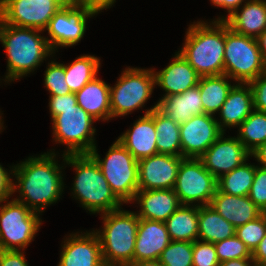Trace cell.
Wrapping results in <instances>:
<instances>
[{
  "label": "cell",
  "instance_id": "24",
  "mask_svg": "<svg viewBox=\"0 0 266 266\" xmlns=\"http://www.w3.org/2000/svg\"><path fill=\"white\" fill-rule=\"evenodd\" d=\"M225 22L234 32L257 38L266 30V0H247Z\"/></svg>",
  "mask_w": 266,
  "mask_h": 266
},
{
  "label": "cell",
  "instance_id": "31",
  "mask_svg": "<svg viewBox=\"0 0 266 266\" xmlns=\"http://www.w3.org/2000/svg\"><path fill=\"white\" fill-rule=\"evenodd\" d=\"M100 60L99 57L94 55L83 54L76 57L70 64H64L65 80L71 93L78 92L97 76L101 67Z\"/></svg>",
  "mask_w": 266,
  "mask_h": 266
},
{
  "label": "cell",
  "instance_id": "37",
  "mask_svg": "<svg viewBox=\"0 0 266 266\" xmlns=\"http://www.w3.org/2000/svg\"><path fill=\"white\" fill-rule=\"evenodd\" d=\"M219 262L233 259L252 258V253L236 236L214 243Z\"/></svg>",
  "mask_w": 266,
  "mask_h": 266
},
{
  "label": "cell",
  "instance_id": "9",
  "mask_svg": "<svg viewBox=\"0 0 266 266\" xmlns=\"http://www.w3.org/2000/svg\"><path fill=\"white\" fill-rule=\"evenodd\" d=\"M40 215L14 198L0 203V250H26L41 228Z\"/></svg>",
  "mask_w": 266,
  "mask_h": 266
},
{
  "label": "cell",
  "instance_id": "51",
  "mask_svg": "<svg viewBox=\"0 0 266 266\" xmlns=\"http://www.w3.org/2000/svg\"><path fill=\"white\" fill-rule=\"evenodd\" d=\"M63 6H77L87 2V0H58Z\"/></svg>",
  "mask_w": 266,
  "mask_h": 266
},
{
  "label": "cell",
  "instance_id": "3",
  "mask_svg": "<svg viewBox=\"0 0 266 266\" xmlns=\"http://www.w3.org/2000/svg\"><path fill=\"white\" fill-rule=\"evenodd\" d=\"M188 26L178 52L200 76L224 74L225 21L200 20Z\"/></svg>",
  "mask_w": 266,
  "mask_h": 266
},
{
  "label": "cell",
  "instance_id": "53",
  "mask_svg": "<svg viewBox=\"0 0 266 266\" xmlns=\"http://www.w3.org/2000/svg\"><path fill=\"white\" fill-rule=\"evenodd\" d=\"M255 266H266V264H255Z\"/></svg>",
  "mask_w": 266,
  "mask_h": 266
},
{
  "label": "cell",
  "instance_id": "42",
  "mask_svg": "<svg viewBox=\"0 0 266 266\" xmlns=\"http://www.w3.org/2000/svg\"><path fill=\"white\" fill-rule=\"evenodd\" d=\"M13 171L14 164L10 167L8 171L0 163V203L5 200L10 199L13 195Z\"/></svg>",
  "mask_w": 266,
  "mask_h": 266
},
{
  "label": "cell",
  "instance_id": "47",
  "mask_svg": "<svg viewBox=\"0 0 266 266\" xmlns=\"http://www.w3.org/2000/svg\"><path fill=\"white\" fill-rule=\"evenodd\" d=\"M219 266H255V262L252 258H242L221 262Z\"/></svg>",
  "mask_w": 266,
  "mask_h": 266
},
{
  "label": "cell",
  "instance_id": "38",
  "mask_svg": "<svg viewBox=\"0 0 266 266\" xmlns=\"http://www.w3.org/2000/svg\"><path fill=\"white\" fill-rule=\"evenodd\" d=\"M214 243L196 240L193 242V266H219Z\"/></svg>",
  "mask_w": 266,
  "mask_h": 266
},
{
  "label": "cell",
  "instance_id": "45",
  "mask_svg": "<svg viewBox=\"0 0 266 266\" xmlns=\"http://www.w3.org/2000/svg\"><path fill=\"white\" fill-rule=\"evenodd\" d=\"M252 259L255 264H266V235L252 252Z\"/></svg>",
  "mask_w": 266,
  "mask_h": 266
},
{
  "label": "cell",
  "instance_id": "22",
  "mask_svg": "<svg viewBox=\"0 0 266 266\" xmlns=\"http://www.w3.org/2000/svg\"><path fill=\"white\" fill-rule=\"evenodd\" d=\"M253 110V94L249 83H236L218 112L220 119L216 120L225 133L227 128H237Z\"/></svg>",
  "mask_w": 266,
  "mask_h": 266
},
{
  "label": "cell",
  "instance_id": "28",
  "mask_svg": "<svg viewBox=\"0 0 266 266\" xmlns=\"http://www.w3.org/2000/svg\"><path fill=\"white\" fill-rule=\"evenodd\" d=\"M199 207L181 205L165 221L171 241L198 240Z\"/></svg>",
  "mask_w": 266,
  "mask_h": 266
},
{
  "label": "cell",
  "instance_id": "32",
  "mask_svg": "<svg viewBox=\"0 0 266 266\" xmlns=\"http://www.w3.org/2000/svg\"><path fill=\"white\" fill-rule=\"evenodd\" d=\"M257 166L255 163L244 162L241 166L218 178L217 189L229 195L248 196Z\"/></svg>",
  "mask_w": 266,
  "mask_h": 266
},
{
  "label": "cell",
  "instance_id": "25",
  "mask_svg": "<svg viewBox=\"0 0 266 266\" xmlns=\"http://www.w3.org/2000/svg\"><path fill=\"white\" fill-rule=\"evenodd\" d=\"M157 109L178 124L187 122L195 115L203 114L199 86L196 85L181 94L161 97Z\"/></svg>",
  "mask_w": 266,
  "mask_h": 266
},
{
  "label": "cell",
  "instance_id": "29",
  "mask_svg": "<svg viewBox=\"0 0 266 266\" xmlns=\"http://www.w3.org/2000/svg\"><path fill=\"white\" fill-rule=\"evenodd\" d=\"M236 228L210 205L199 207L198 240L216 243L233 237Z\"/></svg>",
  "mask_w": 266,
  "mask_h": 266
},
{
  "label": "cell",
  "instance_id": "17",
  "mask_svg": "<svg viewBox=\"0 0 266 266\" xmlns=\"http://www.w3.org/2000/svg\"><path fill=\"white\" fill-rule=\"evenodd\" d=\"M66 235L57 266H105L100 240L91 230Z\"/></svg>",
  "mask_w": 266,
  "mask_h": 266
},
{
  "label": "cell",
  "instance_id": "2",
  "mask_svg": "<svg viewBox=\"0 0 266 266\" xmlns=\"http://www.w3.org/2000/svg\"><path fill=\"white\" fill-rule=\"evenodd\" d=\"M44 31L16 27L0 20V43L5 49L7 69L4 82L10 84L20 78L30 75L48 57L56 53L51 50ZM28 74V75H27Z\"/></svg>",
  "mask_w": 266,
  "mask_h": 266
},
{
  "label": "cell",
  "instance_id": "19",
  "mask_svg": "<svg viewBox=\"0 0 266 266\" xmlns=\"http://www.w3.org/2000/svg\"><path fill=\"white\" fill-rule=\"evenodd\" d=\"M155 76V86L160 87L165 92L163 97L168 95L181 94L186 90L198 85L200 75L177 51L171 62L162 70L153 69Z\"/></svg>",
  "mask_w": 266,
  "mask_h": 266
},
{
  "label": "cell",
  "instance_id": "34",
  "mask_svg": "<svg viewBox=\"0 0 266 266\" xmlns=\"http://www.w3.org/2000/svg\"><path fill=\"white\" fill-rule=\"evenodd\" d=\"M158 260L162 266H193V242L171 241Z\"/></svg>",
  "mask_w": 266,
  "mask_h": 266
},
{
  "label": "cell",
  "instance_id": "14",
  "mask_svg": "<svg viewBox=\"0 0 266 266\" xmlns=\"http://www.w3.org/2000/svg\"><path fill=\"white\" fill-rule=\"evenodd\" d=\"M216 116L200 114L180 124V141L183 158H200L222 135Z\"/></svg>",
  "mask_w": 266,
  "mask_h": 266
},
{
  "label": "cell",
  "instance_id": "40",
  "mask_svg": "<svg viewBox=\"0 0 266 266\" xmlns=\"http://www.w3.org/2000/svg\"><path fill=\"white\" fill-rule=\"evenodd\" d=\"M49 112L51 121L58 115V110L78 109L75 93L49 96Z\"/></svg>",
  "mask_w": 266,
  "mask_h": 266
},
{
  "label": "cell",
  "instance_id": "44",
  "mask_svg": "<svg viewBox=\"0 0 266 266\" xmlns=\"http://www.w3.org/2000/svg\"><path fill=\"white\" fill-rule=\"evenodd\" d=\"M247 0H210L214 7L223 8L227 12V16L223 15L218 16L217 19H213V21H225L228 17H230L239 7L243 5Z\"/></svg>",
  "mask_w": 266,
  "mask_h": 266
},
{
  "label": "cell",
  "instance_id": "48",
  "mask_svg": "<svg viewBox=\"0 0 266 266\" xmlns=\"http://www.w3.org/2000/svg\"><path fill=\"white\" fill-rule=\"evenodd\" d=\"M93 8L98 9L100 12L102 10L110 9L116 3V0H87ZM113 5V6H112Z\"/></svg>",
  "mask_w": 266,
  "mask_h": 266
},
{
  "label": "cell",
  "instance_id": "6",
  "mask_svg": "<svg viewBox=\"0 0 266 266\" xmlns=\"http://www.w3.org/2000/svg\"><path fill=\"white\" fill-rule=\"evenodd\" d=\"M99 165L112 192L123 203H132L138 191V161L118 139L102 159L97 145L89 153Z\"/></svg>",
  "mask_w": 266,
  "mask_h": 266
},
{
  "label": "cell",
  "instance_id": "52",
  "mask_svg": "<svg viewBox=\"0 0 266 266\" xmlns=\"http://www.w3.org/2000/svg\"><path fill=\"white\" fill-rule=\"evenodd\" d=\"M2 115H3V113H1V111H0V133H1L2 130H4V128H5V127L3 126V124H4L3 122H4V121H3V119H2V118H3Z\"/></svg>",
  "mask_w": 266,
  "mask_h": 266
},
{
  "label": "cell",
  "instance_id": "8",
  "mask_svg": "<svg viewBox=\"0 0 266 266\" xmlns=\"http://www.w3.org/2000/svg\"><path fill=\"white\" fill-rule=\"evenodd\" d=\"M155 88L153 68L126 67L110 86L111 120L145 107Z\"/></svg>",
  "mask_w": 266,
  "mask_h": 266
},
{
  "label": "cell",
  "instance_id": "13",
  "mask_svg": "<svg viewBox=\"0 0 266 266\" xmlns=\"http://www.w3.org/2000/svg\"><path fill=\"white\" fill-rule=\"evenodd\" d=\"M62 7L58 0H0V20L16 27L44 31Z\"/></svg>",
  "mask_w": 266,
  "mask_h": 266
},
{
  "label": "cell",
  "instance_id": "12",
  "mask_svg": "<svg viewBox=\"0 0 266 266\" xmlns=\"http://www.w3.org/2000/svg\"><path fill=\"white\" fill-rule=\"evenodd\" d=\"M100 11L93 8L89 3L77 6H63L51 18L46 37L51 50L55 53L62 47H73L84 37L88 18L96 16Z\"/></svg>",
  "mask_w": 266,
  "mask_h": 266
},
{
  "label": "cell",
  "instance_id": "46",
  "mask_svg": "<svg viewBox=\"0 0 266 266\" xmlns=\"http://www.w3.org/2000/svg\"><path fill=\"white\" fill-rule=\"evenodd\" d=\"M251 157H254L256 162H258V166L266 169V142L255 149L251 153Z\"/></svg>",
  "mask_w": 266,
  "mask_h": 266
},
{
  "label": "cell",
  "instance_id": "41",
  "mask_svg": "<svg viewBox=\"0 0 266 266\" xmlns=\"http://www.w3.org/2000/svg\"><path fill=\"white\" fill-rule=\"evenodd\" d=\"M253 94V108L266 113V72L249 82Z\"/></svg>",
  "mask_w": 266,
  "mask_h": 266
},
{
  "label": "cell",
  "instance_id": "11",
  "mask_svg": "<svg viewBox=\"0 0 266 266\" xmlns=\"http://www.w3.org/2000/svg\"><path fill=\"white\" fill-rule=\"evenodd\" d=\"M173 189L182 205H209L217 191V179L199 158H183Z\"/></svg>",
  "mask_w": 266,
  "mask_h": 266
},
{
  "label": "cell",
  "instance_id": "16",
  "mask_svg": "<svg viewBox=\"0 0 266 266\" xmlns=\"http://www.w3.org/2000/svg\"><path fill=\"white\" fill-rule=\"evenodd\" d=\"M182 159L156 154L138 160V190L173 189Z\"/></svg>",
  "mask_w": 266,
  "mask_h": 266
},
{
  "label": "cell",
  "instance_id": "15",
  "mask_svg": "<svg viewBox=\"0 0 266 266\" xmlns=\"http://www.w3.org/2000/svg\"><path fill=\"white\" fill-rule=\"evenodd\" d=\"M222 135L199 158L204 167L216 178L229 173L248 161L251 153L234 136Z\"/></svg>",
  "mask_w": 266,
  "mask_h": 266
},
{
  "label": "cell",
  "instance_id": "21",
  "mask_svg": "<svg viewBox=\"0 0 266 266\" xmlns=\"http://www.w3.org/2000/svg\"><path fill=\"white\" fill-rule=\"evenodd\" d=\"M139 218L165 222L182 204L174 189L138 190L132 203Z\"/></svg>",
  "mask_w": 266,
  "mask_h": 266
},
{
  "label": "cell",
  "instance_id": "10",
  "mask_svg": "<svg viewBox=\"0 0 266 266\" xmlns=\"http://www.w3.org/2000/svg\"><path fill=\"white\" fill-rule=\"evenodd\" d=\"M96 121L80 106L78 109L58 110L51 123L53 141L66 145L63 155L89 154L97 145L93 126Z\"/></svg>",
  "mask_w": 266,
  "mask_h": 266
},
{
  "label": "cell",
  "instance_id": "36",
  "mask_svg": "<svg viewBox=\"0 0 266 266\" xmlns=\"http://www.w3.org/2000/svg\"><path fill=\"white\" fill-rule=\"evenodd\" d=\"M44 86L49 95H65L71 93L65 80V67L55 59L47 63L44 72Z\"/></svg>",
  "mask_w": 266,
  "mask_h": 266
},
{
  "label": "cell",
  "instance_id": "27",
  "mask_svg": "<svg viewBox=\"0 0 266 266\" xmlns=\"http://www.w3.org/2000/svg\"><path fill=\"white\" fill-rule=\"evenodd\" d=\"M231 80L225 74L200 77L198 86L205 114L217 116L215 114L220 111L230 90L236 84H231Z\"/></svg>",
  "mask_w": 266,
  "mask_h": 266
},
{
  "label": "cell",
  "instance_id": "1",
  "mask_svg": "<svg viewBox=\"0 0 266 266\" xmlns=\"http://www.w3.org/2000/svg\"><path fill=\"white\" fill-rule=\"evenodd\" d=\"M56 156L57 152L52 149L37 156H29L14 165L12 192L19 193L14 199L41 215L47 206L60 200L66 185L61 171L66 168L65 155L59 157L64 162L63 166L58 163Z\"/></svg>",
  "mask_w": 266,
  "mask_h": 266
},
{
  "label": "cell",
  "instance_id": "30",
  "mask_svg": "<svg viewBox=\"0 0 266 266\" xmlns=\"http://www.w3.org/2000/svg\"><path fill=\"white\" fill-rule=\"evenodd\" d=\"M154 126L157 132L158 154L182 156L180 124L154 109Z\"/></svg>",
  "mask_w": 266,
  "mask_h": 266
},
{
  "label": "cell",
  "instance_id": "39",
  "mask_svg": "<svg viewBox=\"0 0 266 266\" xmlns=\"http://www.w3.org/2000/svg\"><path fill=\"white\" fill-rule=\"evenodd\" d=\"M248 197L254 204L266 212V169L257 166Z\"/></svg>",
  "mask_w": 266,
  "mask_h": 266
},
{
  "label": "cell",
  "instance_id": "7",
  "mask_svg": "<svg viewBox=\"0 0 266 266\" xmlns=\"http://www.w3.org/2000/svg\"><path fill=\"white\" fill-rule=\"evenodd\" d=\"M264 72L257 39L234 32L225 22L224 74L235 83H249Z\"/></svg>",
  "mask_w": 266,
  "mask_h": 266
},
{
  "label": "cell",
  "instance_id": "33",
  "mask_svg": "<svg viewBox=\"0 0 266 266\" xmlns=\"http://www.w3.org/2000/svg\"><path fill=\"white\" fill-rule=\"evenodd\" d=\"M237 128V138L252 153L266 142V113L254 109Z\"/></svg>",
  "mask_w": 266,
  "mask_h": 266
},
{
  "label": "cell",
  "instance_id": "5",
  "mask_svg": "<svg viewBox=\"0 0 266 266\" xmlns=\"http://www.w3.org/2000/svg\"><path fill=\"white\" fill-rule=\"evenodd\" d=\"M103 227L93 229L100 240L105 266H126L133 262L139 217L120 208L101 214Z\"/></svg>",
  "mask_w": 266,
  "mask_h": 266
},
{
  "label": "cell",
  "instance_id": "50",
  "mask_svg": "<svg viewBox=\"0 0 266 266\" xmlns=\"http://www.w3.org/2000/svg\"><path fill=\"white\" fill-rule=\"evenodd\" d=\"M126 266H162L159 260L133 261Z\"/></svg>",
  "mask_w": 266,
  "mask_h": 266
},
{
  "label": "cell",
  "instance_id": "23",
  "mask_svg": "<svg viewBox=\"0 0 266 266\" xmlns=\"http://www.w3.org/2000/svg\"><path fill=\"white\" fill-rule=\"evenodd\" d=\"M209 205L235 228L263 213L248 196L229 195L218 189Z\"/></svg>",
  "mask_w": 266,
  "mask_h": 266
},
{
  "label": "cell",
  "instance_id": "18",
  "mask_svg": "<svg viewBox=\"0 0 266 266\" xmlns=\"http://www.w3.org/2000/svg\"><path fill=\"white\" fill-rule=\"evenodd\" d=\"M154 104L117 138L137 161L158 154L157 132L154 126V109L157 108L158 102Z\"/></svg>",
  "mask_w": 266,
  "mask_h": 266
},
{
  "label": "cell",
  "instance_id": "20",
  "mask_svg": "<svg viewBox=\"0 0 266 266\" xmlns=\"http://www.w3.org/2000/svg\"><path fill=\"white\" fill-rule=\"evenodd\" d=\"M170 242L165 222L139 218L133 261L158 260Z\"/></svg>",
  "mask_w": 266,
  "mask_h": 266
},
{
  "label": "cell",
  "instance_id": "49",
  "mask_svg": "<svg viewBox=\"0 0 266 266\" xmlns=\"http://www.w3.org/2000/svg\"><path fill=\"white\" fill-rule=\"evenodd\" d=\"M256 39H257L262 57L264 61L266 62V30L263 33H261Z\"/></svg>",
  "mask_w": 266,
  "mask_h": 266
},
{
  "label": "cell",
  "instance_id": "43",
  "mask_svg": "<svg viewBox=\"0 0 266 266\" xmlns=\"http://www.w3.org/2000/svg\"><path fill=\"white\" fill-rule=\"evenodd\" d=\"M25 251L0 250V266H29Z\"/></svg>",
  "mask_w": 266,
  "mask_h": 266
},
{
  "label": "cell",
  "instance_id": "4",
  "mask_svg": "<svg viewBox=\"0 0 266 266\" xmlns=\"http://www.w3.org/2000/svg\"><path fill=\"white\" fill-rule=\"evenodd\" d=\"M75 170L71 194L90 214H104L122 208L103 173L90 154L65 155V166Z\"/></svg>",
  "mask_w": 266,
  "mask_h": 266
},
{
  "label": "cell",
  "instance_id": "35",
  "mask_svg": "<svg viewBox=\"0 0 266 266\" xmlns=\"http://www.w3.org/2000/svg\"><path fill=\"white\" fill-rule=\"evenodd\" d=\"M235 235L246 245L252 253L266 235V212L254 220L238 226Z\"/></svg>",
  "mask_w": 266,
  "mask_h": 266
},
{
  "label": "cell",
  "instance_id": "26",
  "mask_svg": "<svg viewBox=\"0 0 266 266\" xmlns=\"http://www.w3.org/2000/svg\"><path fill=\"white\" fill-rule=\"evenodd\" d=\"M77 104L97 121L111 120L110 85L98 75L75 93Z\"/></svg>",
  "mask_w": 266,
  "mask_h": 266
}]
</instances>
